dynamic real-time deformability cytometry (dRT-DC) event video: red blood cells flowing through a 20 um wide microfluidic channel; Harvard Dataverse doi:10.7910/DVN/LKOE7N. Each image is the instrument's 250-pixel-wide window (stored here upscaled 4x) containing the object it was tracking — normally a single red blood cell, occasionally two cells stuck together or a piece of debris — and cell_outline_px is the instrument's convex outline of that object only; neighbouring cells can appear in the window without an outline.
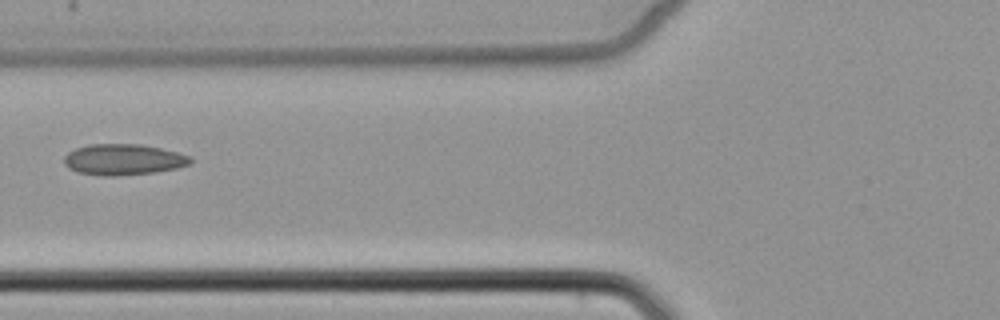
{"species": "common noctule bat (a hibernating species)", "species_latin": "Nyctalus noctula", "temperature_condition": "cold", "stored_images_in_passage": 3, "camera_frame_rate_fps": 3000, "um_per_image_px": 0.085, "animal": {"sex": "female", "body_mass_g": 22.7, "forearm_length_mm": 54.2}, "frame": {"image": 1, "passage_image": 2, "time_ms": 1.333, "image_size_px": [1000, 320], "cell_outline_px": [[192, 164], [176, 168], [156, 172], [116, 176], [100, 176], [80, 172], [68, 168], [64, 164], [64, 156], [68, 152], [76, 148], [88, 144], [140, 144], [160, 148], [192, 156]], "centroid_in_image_um": [10.49, 13.56], "position_along_channel_um": 115.3, "area_um2": 22.95}}
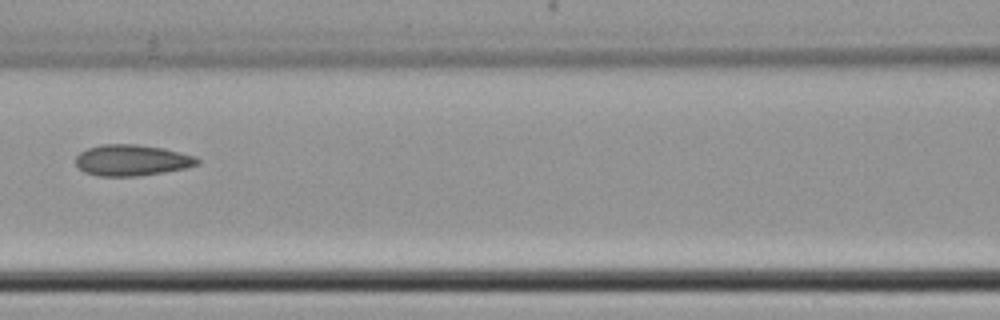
{"frame": {"image": 2, "passage_image": 3, "time_ms": 2.333, "image_size_px": [1000, 320], "cell_outline_px": [[200, 164], [188, 168], [164, 172], [136, 176], [96, 176], [84, 172], [76, 164], [76, 156], [80, 152], [88, 148], [100, 144], [136, 144], [164, 148], [196, 156], [200, 160]], "centroid_in_image_um": [11.23, 13.62], "position_along_channel_um": 155.4, "area_um2": 22.25}}